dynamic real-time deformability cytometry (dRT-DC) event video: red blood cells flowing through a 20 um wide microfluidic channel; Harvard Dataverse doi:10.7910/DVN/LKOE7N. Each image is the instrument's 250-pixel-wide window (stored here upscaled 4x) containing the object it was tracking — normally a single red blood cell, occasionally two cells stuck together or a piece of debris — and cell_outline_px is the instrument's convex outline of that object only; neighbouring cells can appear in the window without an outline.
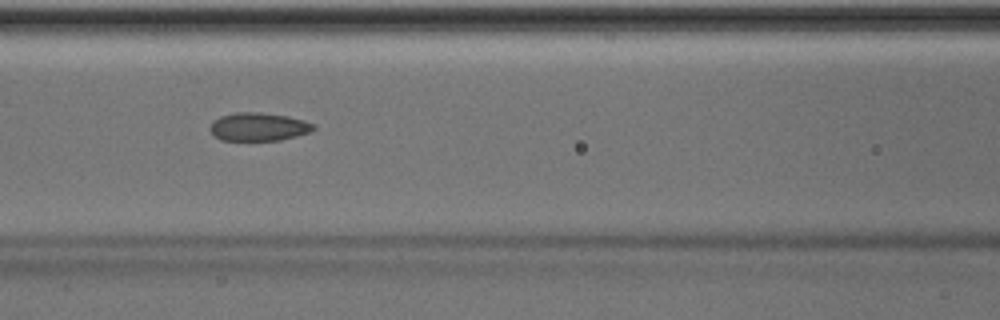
{"species": "Egyptian fruit bat (a non-hibernating species)", "species_latin": "Rousettus aegyptiacus", "temperature_condition": "room temperature", "stored_images_in_passage": 50, "camera_frame_rate_fps": 3000, "um_per_image_px": 0.085, "animal": {"sex": "male"}, "frame": {"image": 1, "passage_image": 22, "time_ms": 7.0, "image_size_px": [1000, 320], "cell_outline_px": [[316, 128], [312, 132], [280, 140], [220, 140], [208, 128], [212, 120], [220, 116], [236, 112], [256, 112], [288, 116], [304, 120], [316, 124]], "centroid_in_image_um": [21.99, 10.77], "position_along_channel_um": 144.6, "area_um2": 17.17}, "authors_computed_cell_mechanics": {"area_um2": 17.5712, "velocity_mm_per_s": 4.0729, "shape_relaxation_time_tau1_ms": 11.1014, "shape_relaxation_time_tau2_ms": 2.793, "deformation_change_tau1": 0.1602, "deformation_change_tau2": 0.0986}}